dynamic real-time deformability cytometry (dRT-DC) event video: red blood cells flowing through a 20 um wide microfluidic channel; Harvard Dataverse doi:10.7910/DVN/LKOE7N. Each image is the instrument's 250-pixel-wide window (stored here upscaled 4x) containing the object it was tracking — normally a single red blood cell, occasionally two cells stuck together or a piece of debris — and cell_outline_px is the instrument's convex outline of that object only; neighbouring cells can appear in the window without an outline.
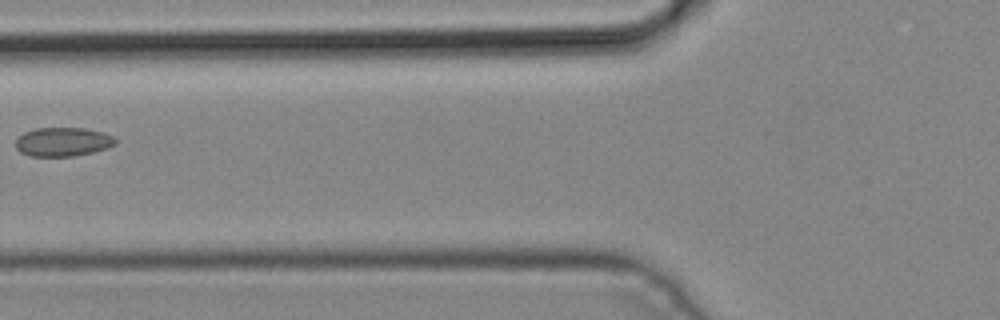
{"species": "common noctule bat (a hibernating species)", "species_latin": "Nyctalus noctula", "temperature_condition": "cold", "stored_images_in_passage": 4, "camera_frame_rate_fps": 3000, "um_per_image_px": 0.085, "animal": {"sex": "male", "body_mass_g": 19.2, "forearm_length_mm": 51.8}, "frame": {"image": 1, "passage_image": 4, "time_ms": 1.0, "image_size_px": [1000, 320], "cell_outline_px": [[116, 144], [108, 148], [92, 152], [72, 156], [28, 156], [20, 152], [16, 148], [16, 140], [24, 132], [36, 128], [84, 128], [104, 132], [112, 136], [116, 140]], "centroid_in_image_um": [5.34, 12.05], "position_along_channel_um": 120.5, "area_um2": 16.82}}